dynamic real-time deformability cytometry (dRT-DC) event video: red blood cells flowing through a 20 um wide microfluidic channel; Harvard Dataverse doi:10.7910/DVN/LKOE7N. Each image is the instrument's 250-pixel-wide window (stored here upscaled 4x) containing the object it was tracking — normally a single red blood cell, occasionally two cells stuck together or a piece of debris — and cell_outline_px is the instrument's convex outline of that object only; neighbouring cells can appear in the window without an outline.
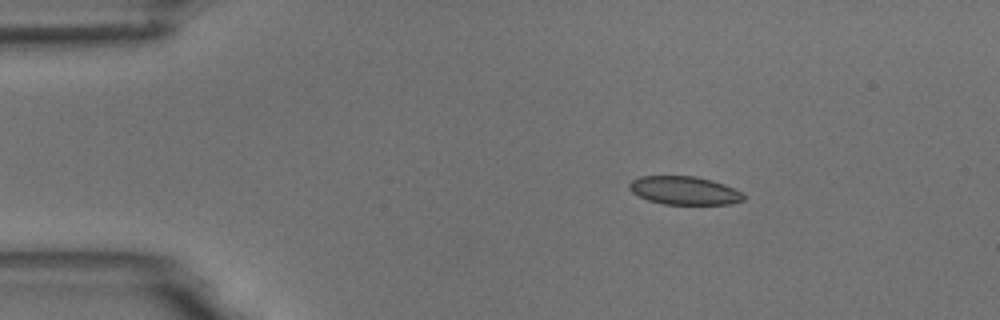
{"species": "common noctule bat (a hibernating species)", "species_latin": "Nyctalus noctula", "temperature_condition": "room temperature", "stored_images_in_passage": 4, "camera_frame_rate_fps": 3000, "um_per_image_px": 0.085, "animal": {"sex": "male", "body_mass_g": 18.8}, "frame": {"image": 1, "passage_image": 2, "time_ms": 1.0, "image_size_px": [1000, 320], "cell_outline_px": [[744, 200], [728, 204], [664, 204], [648, 200], [632, 192], [628, 188], [628, 184], [632, 180], [640, 176], [696, 176], [712, 180], [724, 184], [744, 192]], "centroid_in_image_um": [58.18, 16.19], "position_along_channel_um": 26.8, "area_um2": 18.9}}